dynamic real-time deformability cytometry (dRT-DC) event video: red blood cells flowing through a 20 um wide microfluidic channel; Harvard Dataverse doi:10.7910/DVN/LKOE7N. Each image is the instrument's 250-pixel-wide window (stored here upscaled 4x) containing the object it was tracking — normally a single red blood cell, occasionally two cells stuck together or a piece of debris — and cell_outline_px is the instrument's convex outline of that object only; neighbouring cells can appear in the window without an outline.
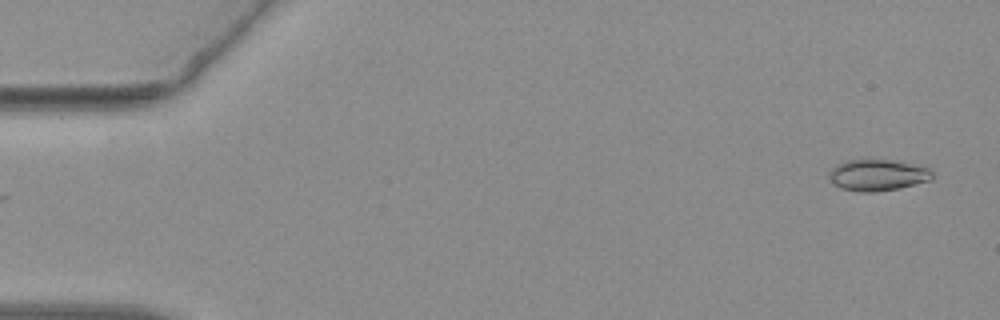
{"species": "common noctule bat (a hibernating species)", "species_latin": "Nyctalus noctula", "temperature_condition": "warm", "stored_images_in_passage": 8, "camera_frame_rate_fps": 3000, "um_per_image_px": 0.085, "animal": {"sex": "female", "body_mass_g": 19.3, "forearm_length_mm": 54.1}, "frame": {"image": 1, "passage_image": 1, "time_ms": 0.0, "image_size_px": [1000, 320], "cell_outline_px": [[932, 180], [900, 188], [876, 192], [860, 192], [840, 188], [832, 184], [828, 176], [828, 172], [836, 164], [844, 160], [860, 156], [868, 156], [892, 160], [932, 168]], "centroid_in_image_um": [74.54, 14.83], "position_along_channel_um": 10.5, "area_um2": 19.94}}